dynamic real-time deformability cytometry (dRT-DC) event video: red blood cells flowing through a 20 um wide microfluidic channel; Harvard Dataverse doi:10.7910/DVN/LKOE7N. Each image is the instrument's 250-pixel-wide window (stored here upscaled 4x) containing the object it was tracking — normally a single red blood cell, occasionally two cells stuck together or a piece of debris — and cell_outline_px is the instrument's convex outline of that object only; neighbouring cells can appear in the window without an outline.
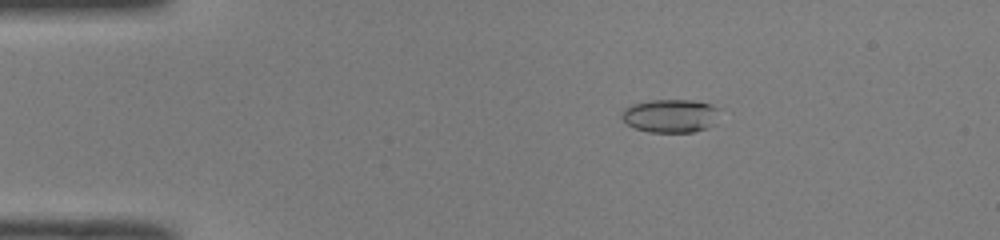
{"species": "common noctule bat (a hibernating species)", "species_latin": "Nyctalus noctula", "temperature_condition": "room temperature", "stored_images_in_passage": 51, "camera_frame_rate_fps": 3000, "um_per_image_px": 0.085, "animal": {"sex": "male", "body_mass_g": 19.0, "forearm_length_mm": 50.8}, "frame": {"image": 1, "passage_image": 9, "time_ms": 2.667, "image_size_px": [1000, 240], "cell_outline_px": [[720, 108], [708, 128], [692, 132], [648, 132], [636, 128], [628, 124], [620, 116], [624, 108], [632, 104], [652, 100], [692, 100], [708, 104]], "centroid_in_image_um": [56.94, 9.84], "position_along_channel_um": 28.1, "area_um2": 18.73}}
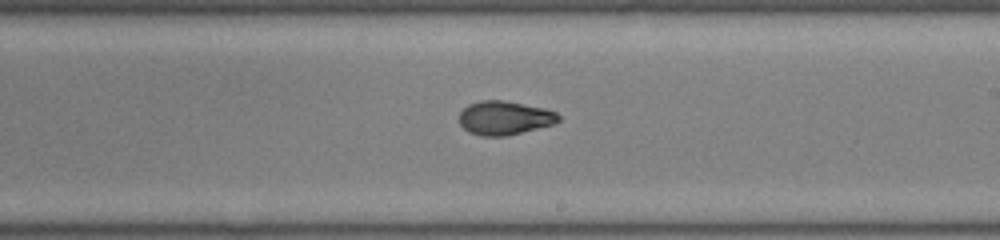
{"frame": {"image": 2, "passage_image": 30, "time_ms": 9.667, "image_size_px": [1000, 240], "cell_outline_px": [[560, 120], [552, 124], [508, 136], [480, 136], [468, 132], [460, 124], [460, 112], [468, 104], [480, 100], [504, 100], [544, 108], [556, 112], [560, 116]], "centroid_in_image_um": [42.87, 10.02], "position_along_channel_um": 246.1, "area_um2": 19.59}}
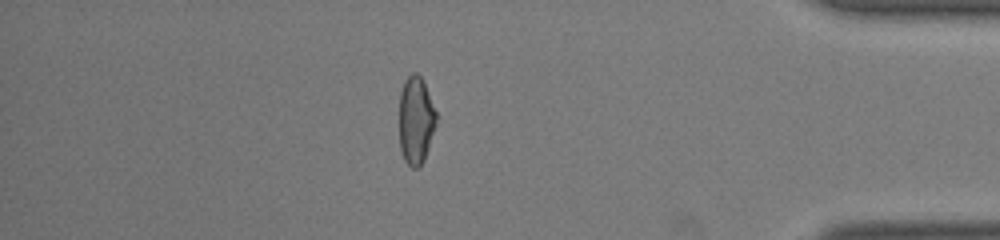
{"frame": {"image": 3, "passage_image": 44, "time_ms": 14.333, "image_size_px": [1000, 240], "cell_outline_px": [[436, 124], [424, 160], [416, 168], [412, 168], [404, 160], [400, 148], [400, 92], [404, 80], [412, 72], [416, 72], [420, 76], [424, 84], [436, 112]], "centroid_in_image_um": [35.33, 10.22], "position_along_channel_um": 399.9, "area_um2": 18.67}, "authors_computed_cell_mechanics": {"area_um2": 19.4208, "velocity_mm_per_s": 4.0373, "shape_relaxation_time_tau1_ms": 3.8862, "shape_relaxation_time_tau2_ms": 1.454, "deformation_change_tau1": 0.1874, "deformation_change_tau2": 0.067}}